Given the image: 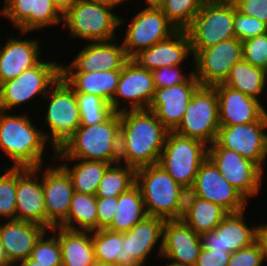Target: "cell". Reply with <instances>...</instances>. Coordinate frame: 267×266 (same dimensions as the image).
Here are the masks:
<instances>
[{
	"mask_svg": "<svg viewBox=\"0 0 267 266\" xmlns=\"http://www.w3.org/2000/svg\"><path fill=\"white\" fill-rule=\"evenodd\" d=\"M233 20L232 0H206L186 29L191 49H204L234 38Z\"/></svg>",
	"mask_w": 267,
	"mask_h": 266,
	"instance_id": "9",
	"label": "cell"
},
{
	"mask_svg": "<svg viewBox=\"0 0 267 266\" xmlns=\"http://www.w3.org/2000/svg\"><path fill=\"white\" fill-rule=\"evenodd\" d=\"M2 2L0 16L10 21L9 25L13 27L11 29L41 32L63 24V13L52 0H2Z\"/></svg>",
	"mask_w": 267,
	"mask_h": 266,
	"instance_id": "15",
	"label": "cell"
},
{
	"mask_svg": "<svg viewBox=\"0 0 267 266\" xmlns=\"http://www.w3.org/2000/svg\"><path fill=\"white\" fill-rule=\"evenodd\" d=\"M185 65L165 66L152 70L153 83L155 89L167 88L184 83L192 74L193 67L190 71H184ZM188 72V73H187Z\"/></svg>",
	"mask_w": 267,
	"mask_h": 266,
	"instance_id": "44",
	"label": "cell"
},
{
	"mask_svg": "<svg viewBox=\"0 0 267 266\" xmlns=\"http://www.w3.org/2000/svg\"><path fill=\"white\" fill-rule=\"evenodd\" d=\"M43 59L18 77L0 85V108L3 111H24L23 105L44 98L49 89L61 77V61ZM36 98V99H35ZM28 103V104H27ZM19 108L22 106L21 109ZM17 107V108H16Z\"/></svg>",
	"mask_w": 267,
	"mask_h": 266,
	"instance_id": "7",
	"label": "cell"
},
{
	"mask_svg": "<svg viewBox=\"0 0 267 266\" xmlns=\"http://www.w3.org/2000/svg\"><path fill=\"white\" fill-rule=\"evenodd\" d=\"M15 266H44V265L28 257L27 259L19 261Z\"/></svg>",
	"mask_w": 267,
	"mask_h": 266,
	"instance_id": "54",
	"label": "cell"
},
{
	"mask_svg": "<svg viewBox=\"0 0 267 266\" xmlns=\"http://www.w3.org/2000/svg\"><path fill=\"white\" fill-rule=\"evenodd\" d=\"M208 148L233 150L255 163L265 173L267 112L258 121L252 123L220 126L216 140Z\"/></svg>",
	"mask_w": 267,
	"mask_h": 266,
	"instance_id": "12",
	"label": "cell"
},
{
	"mask_svg": "<svg viewBox=\"0 0 267 266\" xmlns=\"http://www.w3.org/2000/svg\"><path fill=\"white\" fill-rule=\"evenodd\" d=\"M193 73L201 86L223 83L231 68L242 59V42L236 37L204 49H192Z\"/></svg>",
	"mask_w": 267,
	"mask_h": 266,
	"instance_id": "13",
	"label": "cell"
},
{
	"mask_svg": "<svg viewBox=\"0 0 267 266\" xmlns=\"http://www.w3.org/2000/svg\"><path fill=\"white\" fill-rule=\"evenodd\" d=\"M264 252L257 240L252 245L231 253L228 266H264Z\"/></svg>",
	"mask_w": 267,
	"mask_h": 266,
	"instance_id": "45",
	"label": "cell"
},
{
	"mask_svg": "<svg viewBox=\"0 0 267 266\" xmlns=\"http://www.w3.org/2000/svg\"><path fill=\"white\" fill-rule=\"evenodd\" d=\"M58 9L64 14L77 0H52Z\"/></svg>",
	"mask_w": 267,
	"mask_h": 266,
	"instance_id": "51",
	"label": "cell"
},
{
	"mask_svg": "<svg viewBox=\"0 0 267 266\" xmlns=\"http://www.w3.org/2000/svg\"><path fill=\"white\" fill-rule=\"evenodd\" d=\"M207 157L208 145L204 142L169 131L158 164L188 192Z\"/></svg>",
	"mask_w": 267,
	"mask_h": 266,
	"instance_id": "8",
	"label": "cell"
},
{
	"mask_svg": "<svg viewBox=\"0 0 267 266\" xmlns=\"http://www.w3.org/2000/svg\"><path fill=\"white\" fill-rule=\"evenodd\" d=\"M263 223H265V224H263ZM258 241L260 242V244L262 246L265 261L267 263V223L266 222H263V221H262V223L259 222Z\"/></svg>",
	"mask_w": 267,
	"mask_h": 266,
	"instance_id": "49",
	"label": "cell"
},
{
	"mask_svg": "<svg viewBox=\"0 0 267 266\" xmlns=\"http://www.w3.org/2000/svg\"><path fill=\"white\" fill-rule=\"evenodd\" d=\"M164 223L162 218L147 216L123 233L127 238L128 256L137 266H146L148 258L149 261L152 258L160 259L157 257L161 256ZM155 254L156 257H153Z\"/></svg>",
	"mask_w": 267,
	"mask_h": 266,
	"instance_id": "28",
	"label": "cell"
},
{
	"mask_svg": "<svg viewBox=\"0 0 267 266\" xmlns=\"http://www.w3.org/2000/svg\"><path fill=\"white\" fill-rule=\"evenodd\" d=\"M241 14L252 16L267 24V0H232Z\"/></svg>",
	"mask_w": 267,
	"mask_h": 266,
	"instance_id": "47",
	"label": "cell"
},
{
	"mask_svg": "<svg viewBox=\"0 0 267 266\" xmlns=\"http://www.w3.org/2000/svg\"><path fill=\"white\" fill-rule=\"evenodd\" d=\"M231 253L201 249L194 266H228Z\"/></svg>",
	"mask_w": 267,
	"mask_h": 266,
	"instance_id": "48",
	"label": "cell"
},
{
	"mask_svg": "<svg viewBox=\"0 0 267 266\" xmlns=\"http://www.w3.org/2000/svg\"><path fill=\"white\" fill-rule=\"evenodd\" d=\"M119 7L77 0L63 14V24L59 27L66 29L68 39L81 40L80 43L121 39L116 33L119 29Z\"/></svg>",
	"mask_w": 267,
	"mask_h": 266,
	"instance_id": "6",
	"label": "cell"
},
{
	"mask_svg": "<svg viewBox=\"0 0 267 266\" xmlns=\"http://www.w3.org/2000/svg\"><path fill=\"white\" fill-rule=\"evenodd\" d=\"M190 192L201 199L213 202L228 213L247 210L249 201L234 188L207 157L200 165Z\"/></svg>",
	"mask_w": 267,
	"mask_h": 266,
	"instance_id": "17",
	"label": "cell"
},
{
	"mask_svg": "<svg viewBox=\"0 0 267 266\" xmlns=\"http://www.w3.org/2000/svg\"><path fill=\"white\" fill-rule=\"evenodd\" d=\"M193 60L191 40L186 30L177 29L172 35L140 51L132 60L152 71L165 66L184 65Z\"/></svg>",
	"mask_w": 267,
	"mask_h": 266,
	"instance_id": "24",
	"label": "cell"
},
{
	"mask_svg": "<svg viewBox=\"0 0 267 266\" xmlns=\"http://www.w3.org/2000/svg\"><path fill=\"white\" fill-rule=\"evenodd\" d=\"M46 227L28 221L4 220L0 222V240L6 256V266H15L30 257L32 249Z\"/></svg>",
	"mask_w": 267,
	"mask_h": 266,
	"instance_id": "27",
	"label": "cell"
},
{
	"mask_svg": "<svg viewBox=\"0 0 267 266\" xmlns=\"http://www.w3.org/2000/svg\"><path fill=\"white\" fill-rule=\"evenodd\" d=\"M200 86L199 80L193 73L184 83L155 89L148 109L153 111L169 131H174L180 124L193 94Z\"/></svg>",
	"mask_w": 267,
	"mask_h": 266,
	"instance_id": "23",
	"label": "cell"
},
{
	"mask_svg": "<svg viewBox=\"0 0 267 266\" xmlns=\"http://www.w3.org/2000/svg\"><path fill=\"white\" fill-rule=\"evenodd\" d=\"M68 173L74 191L95 195L105 171L111 166L102 161L53 159ZM72 163V165L70 164Z\"/></svg>",
	"mask_w": 267,
	"mask_h": 266,
	"instance_id": "32",
	"label": "cell"
},
{
	"mask_svg": "<svg viewBox=\"0 0 267 266\" xmlns=\"http://www.w3.org/2000/svg\"><path fill=\"white\" fill-rule=\"evenodd\" d=\"M43 99L46 110L42 111L45 115L40 119L44 124L41 128L46 143L48 146L51 144L49 152L52 150L53 156L50 155L54 158L55 153L66 146L80 126V111L76 93L62 77L49 89Z\"/></svg>",
	"mask_w": 267,
	"mask_h": 266,
	"instance_id": "4",
	"label": "cell"
},
{
	"mask_svg": "<svg viewBox=\"0 0 267 266\" xmlns=\"http://www.w3.org/2000/svg\"><path fill=\"white\" fill-rule=\"evenodd\" d=\"M219 127L216 90L213 86H200L189 101L185 114L174 132L200 140L209 146L216 140Z\"/></svg>",
	"mask_w": 267,
	"mask_h": 266,
	"instance_id": "11",
	"label": "cell"
},
{
	"mask_svg": "<svg viewBox=\"0 0 267 266\" xmlns=\"http://www.w3.org/2000/svg\"><path fill=\"white\" fill-rule=\"evenodd\" d=\"M91 266H117V265L95 260Z\"/></svg>",
	"mask_w": 267,
	"mask_h": 266,
	"instance_id": "57",
	"label": "cell"
},
{
	"mask_svg": "<svg viewBox=\"0 0 267 266\" xmlns=\"http://www.w3.org/2000/svg\"><path fill=\"white\" fill-rule=\"evenodd\" d=\"M228 212L221 206L186 193L182 220L197 234L215 230Z\"/></svg>",
	"mask_w": 267,
	"mask_h": 266,
	"instance_id": "30",
	"label": "cell"
},
{
	"mask_svg": "<svg viewBox=\"0 0 267 266\" xmlns=\"http://www.w3.org/2000/svg\"><path fill=\"white\" fill-rule=\"evenodd\" d=\"M119 163L135 170L158 164L169 130L149 109L120 112Z\"/></svg>",
	"mask_w": 267,
	"mask_h": 266,
	"instance_id": "1",
	"label": "cell"
},
{
	"mask_svg": "<svg viewBox=\"0 0 267 266\" xmlns=\"http://www.w3.org/2000/svg\"><path fill=\"white\" fill-rule=\"evenodd\" d=\"M72 61L61 63V72H99L121 70L129 60L119 38L84 43ZM67 64V65H66Z\"/></svg>",
	"mask_w": 267,
	"mask_h": 266,
	"instance_id": "20",
	"label": "cell"
},
{
	"mask_svg": "<svg viewBox=\"0 0 267 266\" xmlns=\"http://www.w3.org/2000/svg\"><path fill=\"white\" fill-rule=\"evenodd\" d=\"M118 197H97V230L106 229L117 212Z\"/></svg>",
	"mask_w": 267,
	"mask_h": 266,
	"instance_id": "46",
	"label": "cell"
},
{
	"mask_svg": "<svg viewBox=\"0 0 267 266\" xmlns=\"http://www.w3.org/2000/svg\"><path fill=\"white\" fill-rule=\"evenodd\" d=\"M208 158L249 202L258 197L266 174L255 163L227 148H208Z\"/></svg>",
	"mask_w": 267,
	"mask_h": 266,
	"instance_id": "14",
	"label": "cell"
},
{
	"mask_svg": "<svg viewBox=\"0 0 267 266\" xmlns=\"http://www.w3.org/2000/svg\"><path fill=\"white\" fill-rule=\"evenodd\" d=\"M206 0H165L160 7L167 19L177 28L186 30Z\"/></svg>",
	"mask_w": 267,
	"mask_h": 266,
	"instance_id": "38",
	"label": "cell"
},
{
	"mask_svg": "<svg viewBox=\"0 0 267 266\" xmlns=\"http://www.w3.org/2000/svg\"><path fill=\"white\" fill-rule=\"evenodd\" d=\"M62 266H91L95 261L92 231H72L57 227Z\"/></svg>",
	"mask_w": 267,
	"mask_h": 266,
	"instance_id": "31",
	"label": "cell"
},
{
	"mask_svg": "<svg viewBox=\"0 0 267 266\" xmlns=\"http://www.w3.org/2000/svg\"><path fill=\"white\" fill-rule=\"evenodd\" d=\"M201 249L200 235L182 219L165 220L162 257L184 265L194 266Z\"/></svg>",
	"mask_w": 267,
	"mask_h": 266,
	"instance_id": "26",
	"label": "cell"
},
{
	"mask_svg": "<svg viewBox=\"0 0 267 266\" xmlns=\"http://www.w3.org/2000/svg\"><path fill=\"white\" fill-rule=\"evenodd\" d=\"M223 84L259 100L263 105L265 103L267 104V102H264L265 99L267 100L266 70L252 66L243 59L236 62L231 68ZM263 95H265L266 98L265 96L263 97Z\"/></svg>",
	"mask_w": 267,
	"mask_h": 266,
	"instance_id": "33",
	"label": "cell"
},
{
	"mask_svg": "<svg viewBox=\"0 0 267 266\" xmlns=\"http://www.w3.org/2000/svg\"><path fill=\"white\" fill-rule=\"evenodd\" d=\"M12 113L0 110V151L11 162L7 167L36 168L48 163L49 146L41 126L32 121L30 112Z\"/></svg>",
	"mask_w": 267,
	"mask_h": 266,
	"instance_id": "2",
	"label": "cell"
},
{
	"mask_svg": "<svg viewBox=\"0 0 267 266\" xmlns=\"http://www.w3.org/2000/svg\"><path fill=\"white\" fill-rule=\"evenodd\" d=\"M16 220L33 222L46 227L42 166L17 168Z\"/></svg>",
	"mask_w": 267,
	"mask_h": 266,
	"instance_id": "22",
	"label": "cell"
},
{
	"mask_svg": "<svg viewBox=\"0 0 267 266\" xmlns=\"http://www.w3.org/2000/svg\"><path fill=\"white\" fill-rule=\"evenodd\" d=\"M16 33H20L21 38L19 35L11 34L5 37L7 39L3 45L0 44V85L18 77L43 59L41 58L44 55L41 49L43 45L41 46L40 39L26 36L33 32L16 31Z\"/></svg>",
	"mask_w": 267,
	"mask_h": 266,
	"instance_id": "21",
	"label": "cell"
},
{
	"mask_svg": "<svg viewBox=\"0 0 267 266\" xmlns=\"http://www.w3.org/2000/svg\"><path fill=\"white\" fill-rule=\"evenodd\" d=\"M134 13V17L119 16V31L122 25L126 28L123 40V48L129 59H132L140 51L147 49L157 42L172 35L177 28L163 14L161 8L144 7ZM128 24V26H126Z\"/></svg>",
	"mask_w": 267,
	"mask_h": 266,
	"instance_id": "10",
	"label": "cell"
},
{
	"mask_svg": "<svg viewBox=\"0 0 267 266\" xmlns=\"http://www.w3.org/2000/svg\"><path fill=\"white\" fill-rule=\"evenodd\" d=\"M128 3L130 1H134V0H126ZM142 1V0H141ZM165 0H143V5L144 7H154V8H160L163 4H164ZM144 3L146 5H144Z\"/></svg>",
	"mask_w": 267,
	"mask_h": 266,
	"instance_id": "53",
	"label": "cell"
},
{
	"mask_svg": "<svg viewBox=\"0 0 267 266\" xmlns=\"http://www.w3.org/2000/svg\"><path fill=\"white\" fill-rule=\"evenodd\" d=\"M159 258L165 259V261L167 262V264H165L166 266H189V265H184V264H181V263L174 262V261H172V260H170V259H168L166 257L160 256Z\"/></svg>",
	"mask_w": 267,
	"mask_h": 266,
	"instance_id": "56",
	"label": "cell"
},
{
	"mask_svg": "<svg viewBox=\"0 0 267 266\" xmlns=\"http://www.w3.org/2000/svg\"><path fill=\"white\" fill-rule=\"evenodd\" d=\"M30 258L44 266H62L57 227L47 229L36 242Z\"/></svg>",
	"mask_w": 267,
	"mask_h": 266,
	"instance_id": "40",
	"label": "cell"
},
{
	"mask_svg": "<svg viewBox=\"0 0 267 266\" xmlns=\"http://www.w3.org/2000/svg\"><path fill=\"white\" fill-rule=\"evenodd\" d=\"M0 266H6V256L3 250V245L0 240Z\"/></svg>",
	"mask_w": 267,
	"mask_h": 266,
	"instance_id": "55",
	"label": "cell"
},
{
	"mask_svg": "<svg viewBox=\"0 0 267 266\" xmlns=\"http://www.w3.org/2000/svg\"><path fill=\"white\" fill-rule=\"evenodd\" d=\"M242 42V59L255 67L267 70V33Z\"/></svg>",
	"mask_w": 267,
	"mask_h": 266,
	"instance_id": "42",
	"label": "cell"
},
{
	"mask_svg": "<svg viewBox=\"0 0 267 266\" xmlns=\"http://www.w3.org/2000/svg\"><path fill=\"white\" fill-rule=\"evenodd\" d=\"M154 93L151 71L129 59L120 70L118 85L110 105L114 112L148 109Z\"/></svg>",
	"mask_w": 267,
	"mask_h": 266,
	"instance_id": "16",
	"label": "cell"
},
{
	"mask_svg": "<svg viewBox=\"0 0 267 266\" xmlns=\"http://www.w3.org/2000/svg\"><path fill=\"white\" fill-rule=\"evenodd\" d=\"M76 99L80 111V125L99 124L114 112L110 103L98 95L76 93Z\"/></svg>",
	"mask_w": 267,
	"mask_h": 266,
	"instance_id": "39",
	"label": "cell"
},
{
	"mask_svg": "<svg viewBox=\"0 0 267 266\" xmlns=\"http://www.w3.org/2000/svg\"><path fill=\"white\" fill-rule=\"evenodd\" d=\"M246 210L228 213L211 232L200 235L202 249L233 253L246 248L258 240L259 223H250L245 219Z\"/></svg>",
	"mask_w": 267,
	"mask_h": 266,
	"instance_id": "18",
	"label": "cell"
},
{
	"mask_svg": "<svg viewBox=\"0 0 267 266\" xmlns=\"http://www.w3.org/2000/svg\"><path fill=\"white\" fill-rule=\"evenodd\" d=\"M95 260L121 266V233L108 229L92 231Z\"/></svg>",
	"mask_w": 267,
	"mask_h": 266,
	"instance_id": "37",
	"label": "cell"
},
{
	"mask_svg": "<svg viewBox=\"0 0 267 266\" xmlns=\"http://www.w3.org/2000/svg\"><path fill=\"white\" fill-rule=\"evenodd\" d=\"M233 27L235 37L240 41L256 37L267 33V24L255 17L241 14L237 11L234 4V20Z\"/></svg>",
	"mask_w": 267,
	"mask_h": 266,
	"instance_id": "43",
	"label": "cell"
},
{
	"mask_svg": "<svg viewBox=\"0 0 267 266\" xmlns=\"http://www.w3.org/2000/svg\"><path fill=\"white\" fill-rule=\"evenodd\" d=\"M4 169L0 175V221L16 220L17 168Z\"/></svg>",
	"mask_w": 267,
	"mask_h": 266,
	"instance_id": "41",
	"label": "cell"
},
{
	"mask_svg": "<svg viewBox=\"0 0 267 266\" xmlns=\"http://www.w3.org/2000/svg\"><path fill=\"white\" fill-rule=\"evenodd\" d=\"M121 266H137L128 256L127 238L121 233Z\"/></svg>",
	"mask_w": 267,
	"mask_h": 266,
	"instance_id": "50",
	"label": "cell"
},
{
	"mask_svg": "<svg viewBox=\"0 0 267 266\" xmlns=\"http://www.w3.org/2000/svg\"><path fill=\"white\" fill-rule=\"evenodd\" d=\"M120 125V112H113L99 124L80 125L66 146L55 153L54 159L119 163Z\"/></svg>",
	"mask_w": 267,
	"mask_h": 266,
	"instance_id": "3",
	"label": "cell"
},
{
	"mask_svg": "<svg viewBox=\"0 0 267 266\" xmlns=\"http://www.w3.org/2000/svg\"><path fill=\"white\" fill-rule=\"evenodd\" d=\"M148 216L164 220L181 219L187 191L159 164L141 167L135 173Z\"/></svg>",
	"mask_w": 267,
	"mask_h": 266,
	"instance_id": "5",
	"label": "cell"
},
{
	"mask_svg": "<svg viewBox=\"0 0 267 266\" xmlns=\"http://www.w3.org/2000/svg\"><path fill=\"white\" fill-rule=\"evenodd\" d=\"M72 231L97 230V197L74 191L66 220L59 226Z\"/></svg>",
	"mask_w": 267,
	"mask_h": 266,
	"instance_id": "35",
	"label": "cell"
},
{
	"mask_svg": "<svg viewBox=\"0 0 267 266\" xmlns=\"http://www.w3.org/2000/svg\"><path fill=\"white\" fill-rule=\"evenodd\" d=\"M136 170L133 167L116 163L111 165L99 183L96 197H118L135 185Z\"/></svg>",
	"mask_w": 267,
	"mask_h": 266,
	"instance_id": "36",
	"label": "cell"
},
{
	"mask_svg": "<svg viewBox=\"0 0 267 266\" xmlns=\"http://www.w3.org/2000/svg\"><path fill=\"white\" fill-rule=\"evenodd\" d=\"M61 77L75 93L98 95L111 103L118 85L120 70L61 72Z\"/></svg>",
	"mask_w": 267,
	"mask_h": 266,
	"instance_id": "29",
	"label": "cell"
},
{
	"mask_svg": "<svg viewBox=\"0 0 267 266\" xmlns=\"http://www.w3.org/2000/svg\"><path fill=\"white\" fill-rule=\"evenodd\" d=\"M80 1L100 3V4L109 5V6H122V5H126L125 3H127L126 0H80Z\"/></svg>",
	"mask_w": 267,
	"mask_h": 266,
	"instance_id": "52",
	"label": "cell"
},
{
	"mask_svg": "<svg viewBox=\"0 0 267 266\" xmlns=\"http://www.w3.org/2000/svg\"><path fill=\"white\" fill-rule=\"evenodd\" d=\"M51 162L52 165H42L47 229L59 227L66 220L74 193L68 173L58 163Z\"/></svg>",
	"mask_w": 267,
	"mask_h": 266,
	"instance_id": "19",
	"label": "cell"
},
{
	"mask_svg": "<svg viewBox=\"0 0 267 266\" xmlns=\"http://www.w3.org/2000/svg\"><path fill=\"white\" fill-rule=\"evenodd\" d=\"M213 87L218 95L220 126L252 123L267 112L266 104L223 83Z\"/></svg>",
	"mask_w": 267,
	"mask_h": 266,
	"instance_id": "25",
	"label": "cell"
},
{
	"mask_svg": "<svg viewBox=\"0 0 267 266\" xmlns=\"http://www.w3.org/2000/svg\"><path fill=\"white\" fill-rule=\"evenodd\" d=\"M117 205V212L106 228L110 231L125 233L148 216L140 189L136 185L118 196Z\"/></svg>",
	"mask_w": 267,
	"mask_h": 266,
	"instance_id": "34",
	"label": "cell"
}]
</instances>
